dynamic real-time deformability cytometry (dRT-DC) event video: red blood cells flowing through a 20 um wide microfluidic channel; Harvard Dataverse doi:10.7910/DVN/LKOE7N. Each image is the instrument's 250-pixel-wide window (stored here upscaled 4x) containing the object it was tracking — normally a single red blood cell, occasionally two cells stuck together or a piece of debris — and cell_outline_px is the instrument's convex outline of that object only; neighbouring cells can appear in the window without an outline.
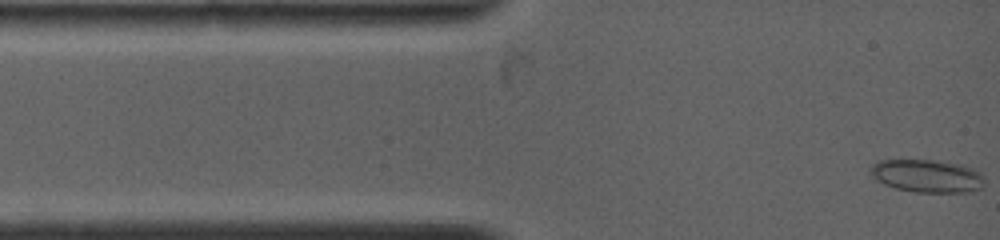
{"species": "common noctule bat (a hibernating species)", "species_latin": "Nyctalus noctula", "temperature_condition": "warm", "stored_images_in_passage": 31, "camera_frame_rate_fps": 4500, "um_per_image_px": 0.085, "animal": {"sex": "female", "body_mass_g": 19.0, "forearm_length_mm": 53.3}, "frame": {"image": 1, "passage_image": 1, "time_ms": 0.0, "image_size_px": [1000, 240], "cell_outline_px": [[980, 188], [968, 192], [912, 192], [896, 188], [884, 184], [876, 180], [872, 176], [868, 168], [872, 164], [880, 160], [932, 160], [960, 164], [972, 168], [980, 176]], "centroid_in_image_um": [78.69, 14.95], "position_along_channel_um": 6.3, "area_um2": 21.5}}
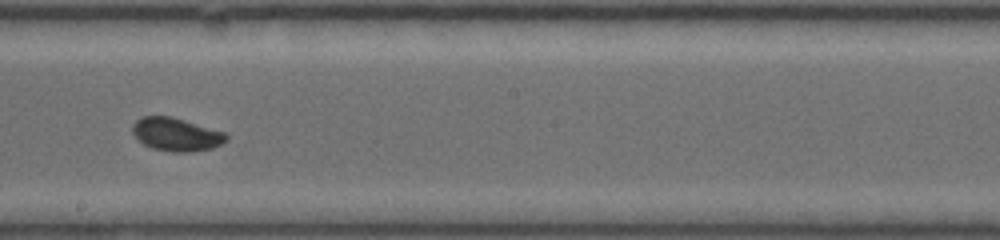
{"frame": {"image": 2, "passage_image": 16, "time_ms": 7.111, "image_size_px": [1000, 240], "cell_outline_px": [[228, 136], [220, 144], [212, 148], [192, 152], [172, 152], [152, 148], [144, 144], [132, 132], [132, 124], [140, 116], [172, 116], [224, 132]], "centroid_in_image_um": [14.95, 11.42], "position_along_channel_um": 233.3, "area_um2": 18.03}}
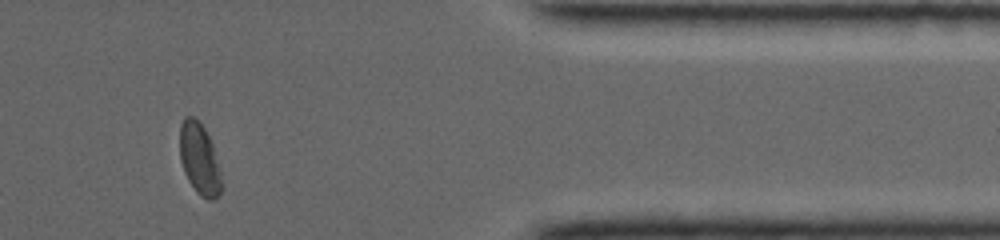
{"frame": {"image": 3, "passage_image": 27, "time_ms": 12.0, "image_size_px": [1000, 240], "cell_outline_px": [[220, 192], [212, 200], [208, 200], [200, 196], [196, 192], [188, 180], [184, 172], [180, 160], [180, 124], [184, 116], [192, 116], [204, 128], [212, 144], [220, 176]], "centroid_in_image_um": [16.9, 13.51], "position_along_channel_um": 394.5, "area_um2": 16.94}, "authors_computed_cell_mechanics": {"area_um2": 17.9758, "velocity_mm_per_s": 3.8704, "shape_relaxation_time_tau1_ms": 9.7759, "shape_relaxation_time_tau2_ms": null, "deformation_change_tau1": 0.183, "deformation_change_tau2": null}}